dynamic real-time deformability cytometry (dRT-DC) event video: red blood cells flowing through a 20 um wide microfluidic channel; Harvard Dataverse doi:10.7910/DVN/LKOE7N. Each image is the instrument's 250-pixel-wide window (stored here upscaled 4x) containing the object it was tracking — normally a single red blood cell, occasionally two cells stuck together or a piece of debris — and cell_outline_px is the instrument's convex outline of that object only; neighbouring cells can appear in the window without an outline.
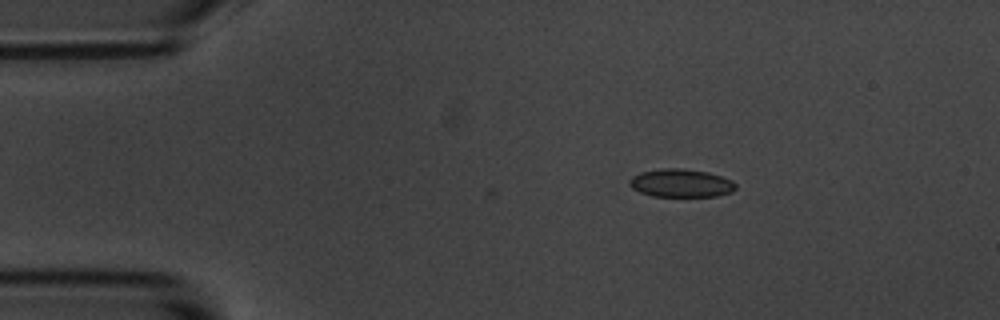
{"species": "common noctule bat (a hibernating species)", "species_latin": "Nyctalus noctula", "temperature_condition": "room temperature", "stored_images_in_passage": 2, "camera_frame_rate_fps": 3000, "um_per_image_px": 0.085, "animal": {"sex": "male", "body_mass_g": 20.1, "forearm_length_mm": 53.5}, "frame": {"image": 1, "passage_image": 1, "time_ms": 0.0, "image_size_px": [1000, 320], "cell_outline_px": [[736, 188], [732, 192], [716, 196], [652, 196], [640, 192], [632, 188], [628, 184], [628, 180], [632, 176], [640, 172], [660, 168], [680, 168], [708, 172], [732, 180], [736, 184]], "centroid_in_image_um": [57.86, 15.56], "position_along_channel_um": 27.1, "area_um2": 17.51}}